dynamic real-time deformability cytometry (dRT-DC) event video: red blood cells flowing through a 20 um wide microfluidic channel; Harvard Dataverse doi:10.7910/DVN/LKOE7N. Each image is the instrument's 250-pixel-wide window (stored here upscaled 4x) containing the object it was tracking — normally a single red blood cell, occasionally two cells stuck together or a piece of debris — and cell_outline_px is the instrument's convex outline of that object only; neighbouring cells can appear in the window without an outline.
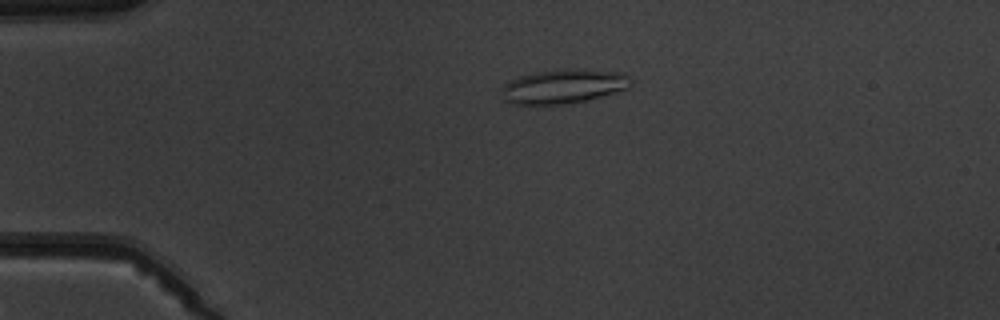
{"species": "common noctule bat (a hibernating species)", "species_latin": "Nyctalus noctula", "temperature_condition": "warm", "stored_images_in_passage": 5, "camera_frame_rate_fps": 3000, "um_per_image_px": 0.085, "animal": {"sex": "male", "body_mass_g": 19.5, "forearm_length_mm": 54.6}, "frame": {"image": 1, "passage_image": 4, "time_ms": 3.333, "image_size_px": [1000, 320], "cell_outline_px": [[632, 84], [628, 88], [600, 96], [584, 100], [564, 104], [512, 104], [504, 100], [500, 88], [504, 84], [520, 76], [536, 72], [572, 68], [624, 72], [628, 76]], "centroid_in_image_um": [47.89, 7.33], "position_along_channel_um": 37.1, "area_um2": 25.61}}